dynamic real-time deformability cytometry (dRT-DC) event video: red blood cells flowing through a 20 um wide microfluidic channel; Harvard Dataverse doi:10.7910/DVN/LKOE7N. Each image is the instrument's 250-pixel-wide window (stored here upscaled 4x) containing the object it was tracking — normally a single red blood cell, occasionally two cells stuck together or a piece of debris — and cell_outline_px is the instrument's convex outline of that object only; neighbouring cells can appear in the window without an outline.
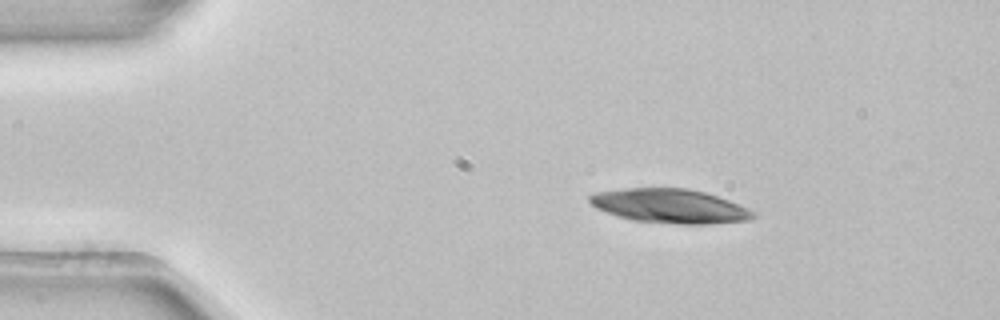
{"species": "common noctule bat (a hibernating species)", "species_latin": "Nyctalus noctula", "temperature_condition": "room temperature", "stored_images_in_passage": 5, "camera_frame_rate_fps": 3000, "um_per_image_px": 0.085, "animal": {"sex": "female", "body_mass_g": 22.7, "forearm_length_mm": 54.2}, "frame": {"image": 1, "passage_image": 2, "time_ms": 0.333, "image_size_px": [1000, 320], "cell_outline_px": [[756, 216], [748, 220], [708, 224], [680, 224], [632, 220], [596, 208], [588, 200], [588, 196], [596, 192], [628, 188], [688, 188], [704, 192], [728, 200], [756, 212]], "centroid_in_image_um": [56.94, 17.51], "position_along_channel_um": 28.1, "area_um2": 32.25}}